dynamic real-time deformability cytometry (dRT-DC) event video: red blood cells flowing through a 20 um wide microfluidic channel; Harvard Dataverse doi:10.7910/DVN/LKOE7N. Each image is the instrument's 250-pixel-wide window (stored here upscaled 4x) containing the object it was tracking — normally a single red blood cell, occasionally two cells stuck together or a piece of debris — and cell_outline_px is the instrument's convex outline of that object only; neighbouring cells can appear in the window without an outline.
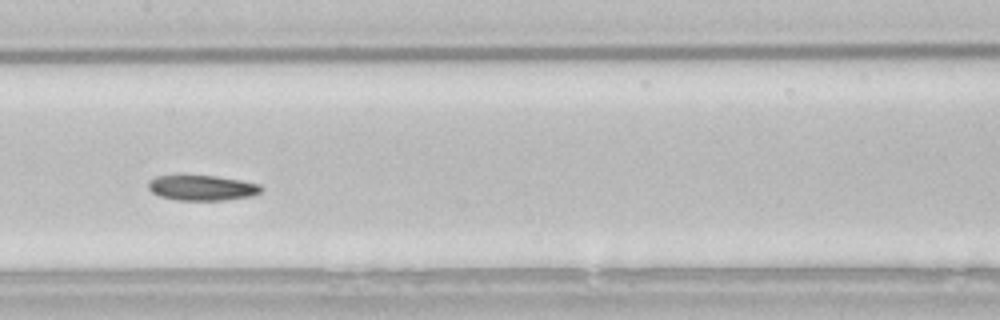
{"species": "common noctule bat (a hibernating species)", "species_latin": "Nyctalus noctula", "temperature_condition": "room temperature", "stored_images_in_passage": 39, "camera_frame_rate_fps": 3000, "um_per_image_px": 0.085, "animal": {"sex": "male", "body_mass_g": 21.5, "forearm_length_mm": 52.0}, "frame": {"image": 1, "passage_image": 12, "time_ms": 3.667, "image_size_px": [1000, 320], "cell_outline_px": [[264, 188], [260, 192], [252, 196], [224, 200], [176, 200], [160, 196], [152, 192], [148, 188], [148, 180], [156, 176], [216, 176], [240, 180], [260, 184]], "centroid_in_image_um": [17.19, 15.97], "position_along_channel_um": 190.2, "area_um2": 16.59}, "authors_computed_cell_mechanics": {"area_um2": 17.2244, "velocity_mm_per_s": 3.7777, "shape_relaxation_time_tau1_ms": 5.0941, "shape_relaxation_time_tau2_ms": 6.5716, "deformation_change_tau1": 0.1597, "deformation_change_tau2": 0.1141}}